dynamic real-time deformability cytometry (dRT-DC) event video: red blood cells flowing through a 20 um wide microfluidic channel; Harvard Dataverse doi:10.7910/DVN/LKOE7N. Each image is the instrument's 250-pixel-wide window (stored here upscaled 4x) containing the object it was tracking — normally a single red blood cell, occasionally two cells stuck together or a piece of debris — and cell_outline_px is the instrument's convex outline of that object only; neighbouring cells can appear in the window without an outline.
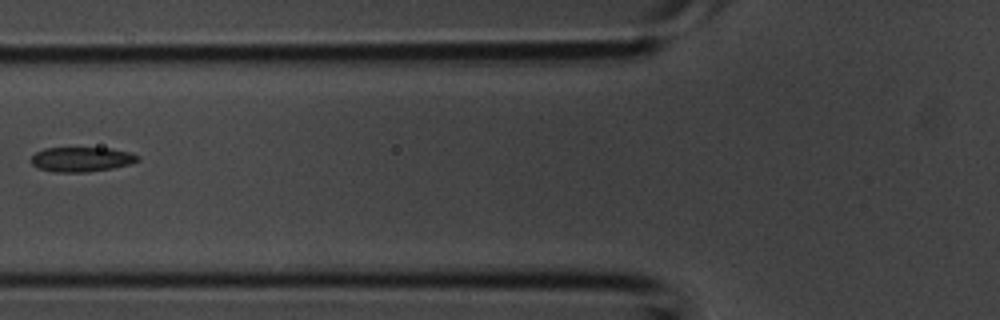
{"species": "common noctule bat (a hibernating species)", "species_latin": "Nyctalus noctula", "temperature_condition": "room temperature", "stored_images_in_passage": 6, "camera_frame_rate_fps": 3000, "um_per_image_px": 0.085, "animal": {"sex": "male", "body_mass_g": 20.1, "forearm_length_mm": 53.5}, "frame": {"image": 1, "passage_image": 4, "time_ms": 1.0, "image_size_px": [1000, 320], "cell_outline_px": [[140, 160], [128, 164], [112, 168], [88, 172], [52, 172], [36, 168], [28, 160], [36, 152], [44, 148], [108, 148], [132, 152], [140, 156]], "centroid_in_image_um": [6.9, 13.54], "position_along_channel_um": 118.9, "area_um2": 15.55}}